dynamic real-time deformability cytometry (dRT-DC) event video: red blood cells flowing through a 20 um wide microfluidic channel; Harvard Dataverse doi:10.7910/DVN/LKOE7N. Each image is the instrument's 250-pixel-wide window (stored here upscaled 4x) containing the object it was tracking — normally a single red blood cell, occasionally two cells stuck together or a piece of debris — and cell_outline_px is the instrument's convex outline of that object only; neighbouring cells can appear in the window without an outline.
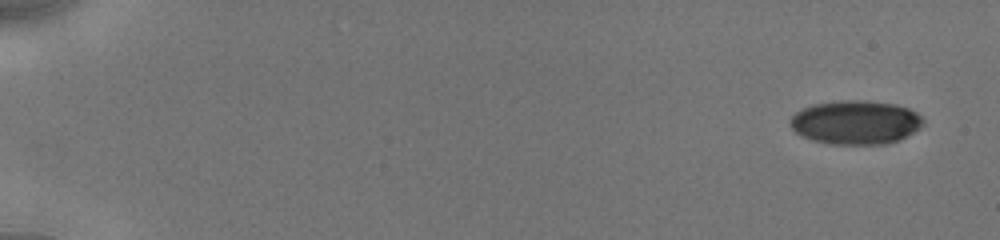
{"species": "human", "species_latin": "Homo sapiens", "temperature_condition": "cold", "stored_images_in_passage": 16, "camera_frame_rate_fps": 3000, "um_per_image_px": 0.085, "donor": {"sex": "male"}, "frame": {"image": 1, "passage_image": 1, "time_ms": 0.0, "image_size_px": [1000, 240], "cell_outline_px": [[924, 124], [920, 128], [900, 140], [888, 144], [832, 144], [812, 140], [796, 132], [788, 124], [788, 120], [796, 112], [812, 104], [840, 100], [864, 100], [896, 104], [908, 108], [916, 112], [924, 120]], "centroid_in_image_um": [72.74, 10.4], "position_along_channel_um": 12.3, "area_um2": 34.22}}
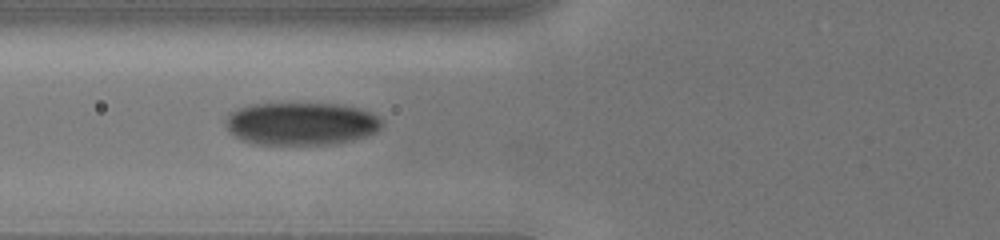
{"frame": {"image": 2, "passage_image": 7, "time_ms": 6.667, "image_size_px": [1000, 240], "cell_outline_px": [[384, 124], [376, 132], [364, 136], [336, 144], [252, 144], [236, 136], [228, 128], [228, 116], [232, 112], [240, 108], [252, 104], [340, 104], [360, 108], [376, 116]], "centroid_in_image_um": [25.64, 10.52], "position_along_channel_um": 100.2, "area_um2": 38.38}}
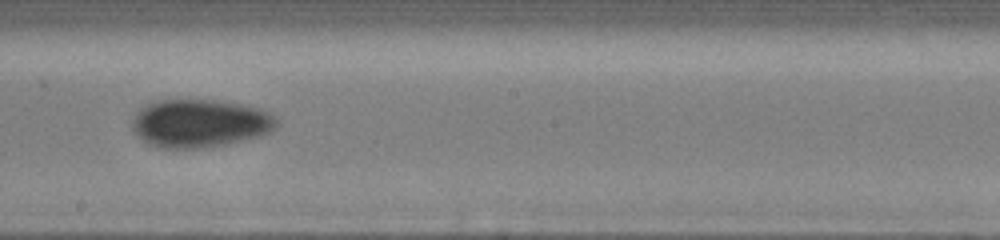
{"frame": {"image": 3, "passage_image": 14, "time_ms": 10.0, "image_size_px": [1000, 240], "cell_outline_px": [[276, 128], [260, 136], [224, 144], [196, 148], [160, 148], [148, 144], [132, 128], [132, 120], [136, 112], [140, 108], [156, 100], [216, 100], [240, 104], [260, 108], [272, 112], [276, 116]], "centroid_in_image_um": [17.0, 10.47], "position_along_channel_um": 231.2, "area_um2": 40.34}}